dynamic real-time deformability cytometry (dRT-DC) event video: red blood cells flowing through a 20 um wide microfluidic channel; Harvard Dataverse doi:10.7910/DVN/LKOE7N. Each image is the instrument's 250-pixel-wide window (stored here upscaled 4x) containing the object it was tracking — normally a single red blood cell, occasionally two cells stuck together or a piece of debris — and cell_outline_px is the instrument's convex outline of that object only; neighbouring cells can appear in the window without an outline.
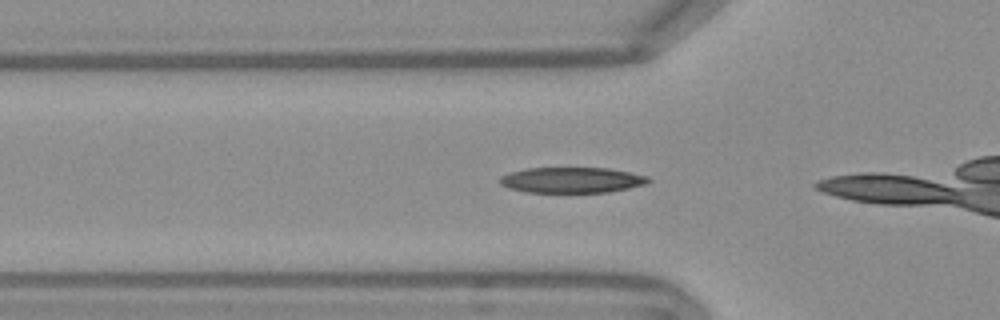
{"species": "Egyptian fruit bat (a non-hibernating species)", "species_latin": "Rousettus aegyptiacus", "temperature_condition": "warm", "stored_images_in_passage": 21, "camera_frame_rate_fps": 3000, "um_per_image_px": 0.085, "frame": {"image": 1, "passage_image": 12, "time_ms": 3.667, "image_size_px": [1000, 320], "cell_outline_px": [[652, 180], [648, 184], [608, 192], [524, 192], [508, 188], [500, 184], [500, 176], [508, 172], [524, 168], [608, 168], [648, 176]], "centroid_in_image_um": [48.58, 15.3], "position_along_channel_um": 77.2, "area_um2": 22.31}}
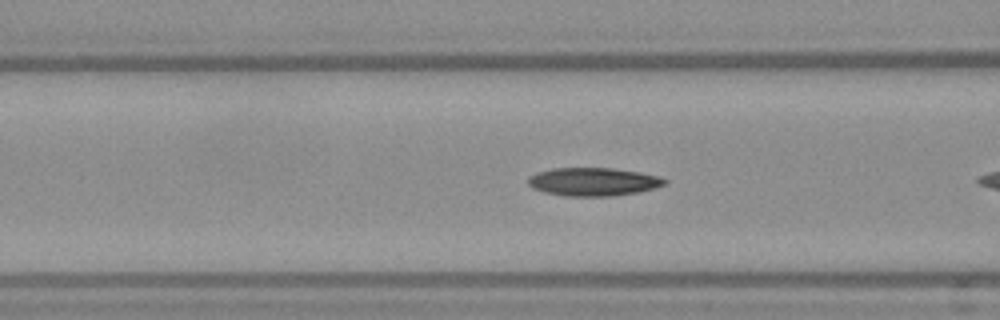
{"frame": {"image": 2, "passage_image": 15, "time_ms": 4.667, "image_size_px": [1000, 320], "cell_outline_px": [[668, 184], [636, 192], [612, 196], [564, 196], [544, 192], [532, 188], [528, 184], [528, 176], [536, 172], [552, 168], [612, 168], [640, 172], [660, 176], [668, 180]], "centroid_in_image_um": [50.41, 15.44], "position_along_channel_um": 116.2, "area_um2": 22.6}}
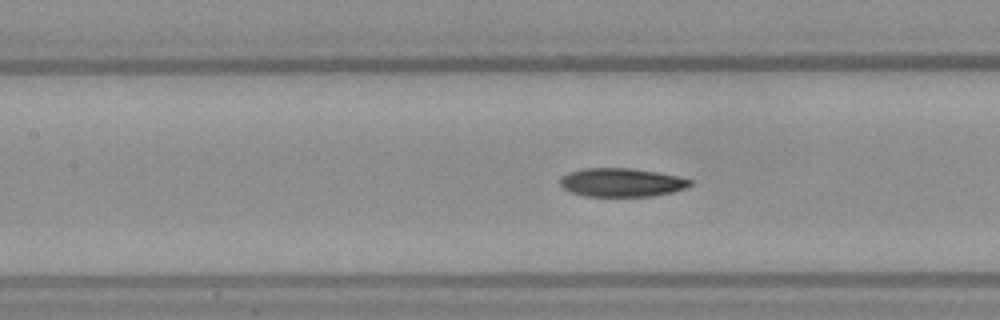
{"frame": {"image": 3, "passage_image": 18, "time_ms": 5.667, "image_size_px": [1000, 320], "cell_outline_px": [[692, 184], [684, 188], [672, 192], [652, 196], [584, 196], [572, 192], [564, 188], [560, 184], [560, 180], [568, 172], [584, 168], [632, 168], [656, 172], [676, 176], [692, 180]], "centroid_in_image_um": [52.83, 15.5], "position_along_channel_um": 154.6, "area_um2": 21.44}}